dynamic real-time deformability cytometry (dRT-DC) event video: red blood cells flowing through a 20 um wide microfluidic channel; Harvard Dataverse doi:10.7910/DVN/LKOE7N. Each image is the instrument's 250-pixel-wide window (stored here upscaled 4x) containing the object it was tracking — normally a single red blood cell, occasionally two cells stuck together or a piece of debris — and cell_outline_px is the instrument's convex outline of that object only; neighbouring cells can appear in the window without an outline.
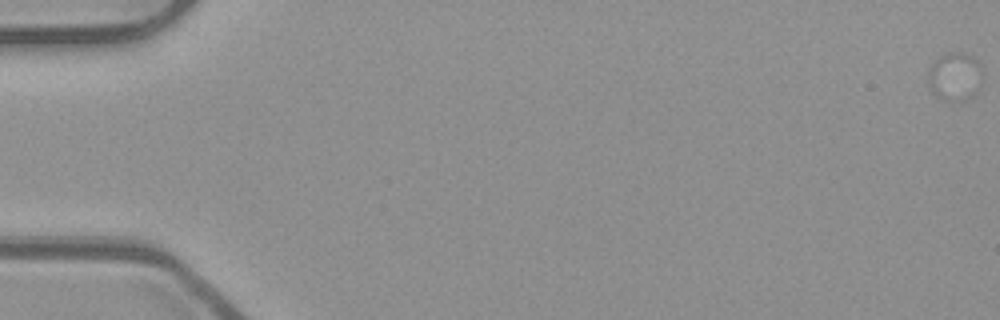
{"species": "common noctule bat (a hibernating species)", "species_latin": "Nyctalus noctula", "temperature_condition": "room temperature", "stored_images_in_passage": 6, "camera_frame_rate_fps": 3000, "um_per_image_px": 0.085, "animal": {"sex": "male", "body_mass_g": 23.1, "forearm_length_mm": 52.7}, "frame": {"image": 1, "passage_image": 1, "time_ms": 0.0, "image_size_px": [1000, 320], "cell_outline_px": [[980, 84], [976, 92], [972, 96], [964, 100], [944, 100], [936, 96], [932, 92], [928, 84], [928, 72], [932, 64], [936, 60], [948, 52], [960, 52], [972, 56], [980, 64]], "centroid_in_image_um": [81.14, 6.51], "position_along_channel_um": 3.9, "area_um2": 15.03}}